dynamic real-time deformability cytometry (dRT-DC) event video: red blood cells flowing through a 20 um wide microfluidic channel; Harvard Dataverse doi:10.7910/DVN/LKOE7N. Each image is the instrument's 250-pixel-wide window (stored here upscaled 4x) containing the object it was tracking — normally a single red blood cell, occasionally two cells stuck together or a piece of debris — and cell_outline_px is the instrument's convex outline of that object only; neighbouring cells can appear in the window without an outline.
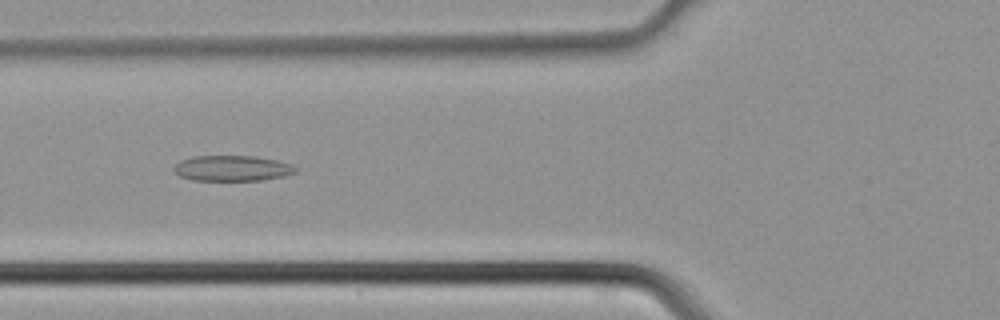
{"species": "common noctule bat (a hibernating species)", "species_latin": "Nyctalus noctula", "temperature_condition": "cold", "stored_images_in_passage": 44, "camera_frame_rate_fps": 3000, "um_per_image_px": 0.085, "animal": {"sex": "male", "body_mass_g": 21.5, "forearm_length_mm": 52.0}, "frame": {"image": 1, "passage_image": 17, "time_ms": 5.333, "image_size_px": [1000, 320], "cell_outline_px": [[300, 168], [296, 172], [284, 176], [260, 180], [192, 180], [180, 176], [172, 168], [180, 160], [192, 156], [256, 156], [276, 160], [292, 164]], "centroid_in_image_um": [19.76, 14.29], "position_along_channel_um": 106.0, "area_um2": 18.21}}
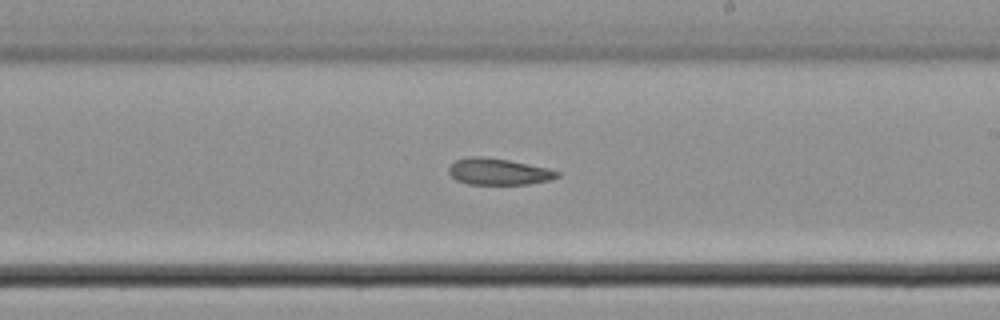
{"frame": {"image": 2, "passage_image": 26, "time_ms": 8.333, "image_size_px": [1000, 320], "cell_outline_px": [[560, 176], [548, 180], [528, 184], [468, 184], [456, 180], [448, 172], [448, 168], [456, 160], [468, 156], [484, 156], [508, 160], [548, 168], [560, 172]], "centroid_in_image_um": [42.35, 14.58], "position_along_channel_um": 246.6, "area_um2": 16.7}}
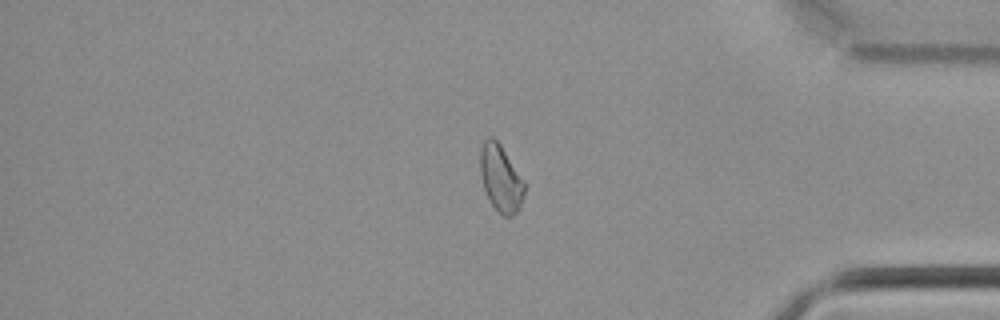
{"frame": {"image": 3, "passage_image": 37, "time_ms": 12.0, "image_size_px": [1000, 320], "cell_outline_px": [[524, 196], [520, 208], [512, 216], [504, 216], [492, 204], [484, 188], [480, 172], [480, 148], [484, 140], [488, 136], [492, 136], [500, 144], [524, 180]], "centroid_in_image_um": [42.56, 15.13], "position_along_channel_um": 392.6, "area_um2": 17.05}}